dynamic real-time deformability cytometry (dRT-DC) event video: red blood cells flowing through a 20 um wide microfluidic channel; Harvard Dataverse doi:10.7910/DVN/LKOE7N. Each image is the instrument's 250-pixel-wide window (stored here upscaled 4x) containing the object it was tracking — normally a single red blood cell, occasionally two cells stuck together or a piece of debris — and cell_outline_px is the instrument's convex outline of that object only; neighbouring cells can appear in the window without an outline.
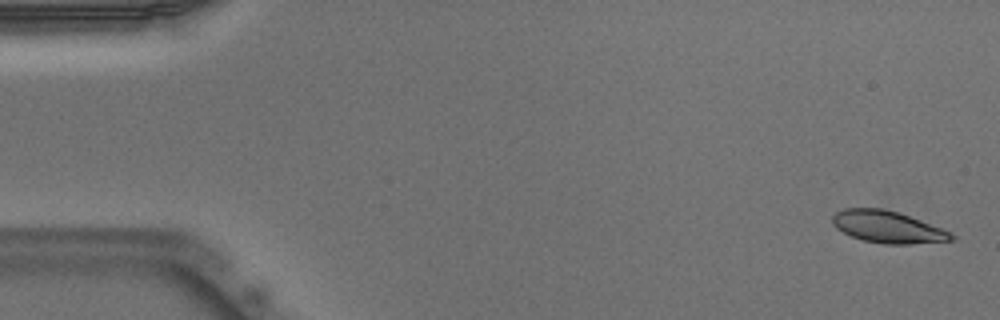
{"species": "Egyptian fruit bat (a non-hibernating species)", "species_latin": "Rousettus aegyptiacus", "temperature_condition": "warm", "stored_images_in_passage": 51, "camera_frame_rate_fps": 3000, "um_per_image_px": 0.085, "animal": {"sex": "male"}, "frame": {"image": 1, "passage_image": 2, "time_ms": 0.333, "image_size_px": [1000, 320], "cell_outline_px": [[956, 236], [952, 240], [912, 244], [884, 244], [864, 240], [852, 236], [836, 228], [832, 224], [832, 216], [836, 212], [844, 208], [884, 208], [900, 212], [940, 228]], "centroid_in_image_um": [75.42, 19.28], "position_along_channel_um": 9.6, "area_um2": 22.02}}
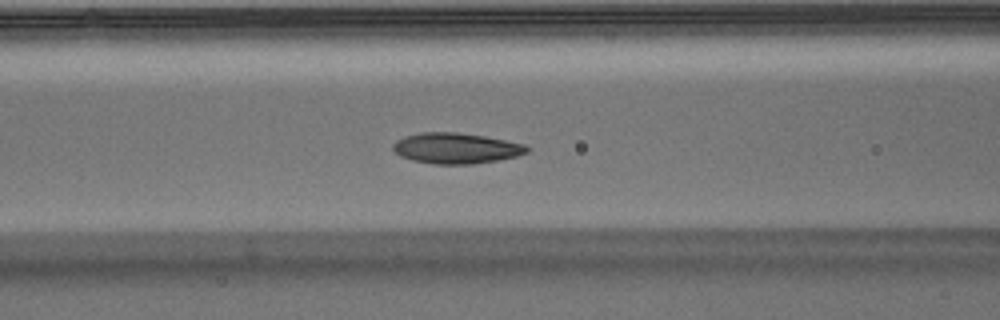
{"frame": {"image": 2, "passage_image": 21, "time_ms": 6.667, "image_size_px": [1000, 320], "cell_outline_px": [[532, 148], [528, 152], [516, 156], [496, 160], [472, 164], [432, 164], [412, 160], [400, 156], [392, 148], [392, 144], [396, 140], [404, 136], [420, 132], [456, 132], [484, 136], [524, 144]], "centroid_in_image_um": [38.74, 12.59], "position_along_channel_um": 127.9, "area_um2": 23.99}}
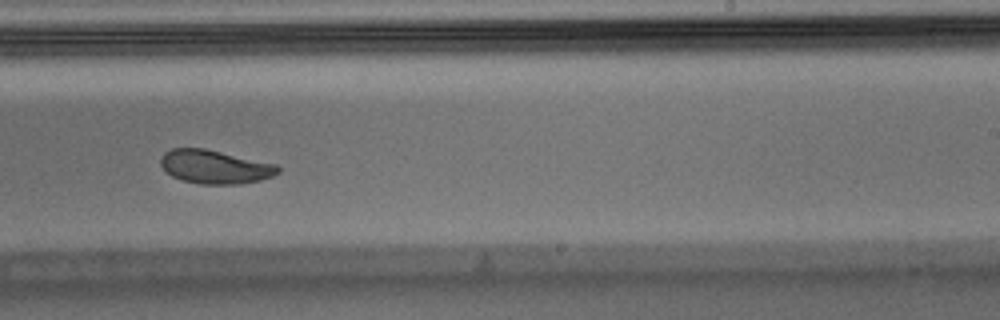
{"frame": {"image": 3, "passage_image": 32, "time_ms": 10.333, "image_size_px": [1000, 320], "cell_outline_px": [[280, 172], [272, 176], [260, 180], [240, 184], [200, 184], [180, 180], [172, 176], [160, 164], [160, 156], [164, 152], [172, 148], [204, 148], [276, 164], [280, 168]], "centroid_in_image_um": [18.25, 14.18], "position_along_channel_um": 270.8, "area_um2": 23.0}, "authors_computed_cell_mechanics": {"area_um2": 23.4668, "velocity_mm_per_s": 3.909, "shape_relaxation_time_tau1_ms": 3.1713, "shape_relaxation_time_tau2_ms": 2.4615, "deformation_change_tau1": 0.1176, "deformation_change_tau2": 0.0748}}